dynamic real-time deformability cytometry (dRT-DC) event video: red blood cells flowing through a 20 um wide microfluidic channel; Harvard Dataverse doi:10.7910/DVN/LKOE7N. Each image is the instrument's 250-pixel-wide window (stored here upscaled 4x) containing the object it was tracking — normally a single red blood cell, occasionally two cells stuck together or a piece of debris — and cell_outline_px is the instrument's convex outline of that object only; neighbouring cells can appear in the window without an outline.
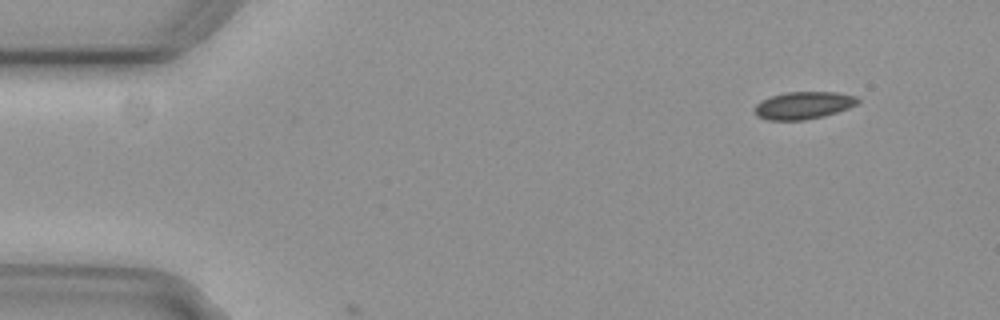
{"species": "common noctule bat (a hibernating species)", "species_latin": "Nyctalus noctula", "temperature_condition": "cold", "stored_images_in_passage": 6, "camera_frame_rate_fps": 3000, "um_per_image_px": 0.085, "animal": {"sex": "female", "body_mass_g": 29.2, "forearm_length_mm": 56.3}, "frame": {"image": 1, "passage_image": 1, "time_ms": 0.0, "image_size_px": [1000, 320], "cell_outline_px": [[860, 100], [856, 104], [848, 108], [824, 116], [804, 120], [764, 120], [756, 116], [752, 112], [752, 108], [760, 100], [784, 92], [836, 92], [856, 96]], "centroid_in_image_um": [68.22, 8.96], "position_along_channel_um": 16.8, "area_um2": 16.7}}